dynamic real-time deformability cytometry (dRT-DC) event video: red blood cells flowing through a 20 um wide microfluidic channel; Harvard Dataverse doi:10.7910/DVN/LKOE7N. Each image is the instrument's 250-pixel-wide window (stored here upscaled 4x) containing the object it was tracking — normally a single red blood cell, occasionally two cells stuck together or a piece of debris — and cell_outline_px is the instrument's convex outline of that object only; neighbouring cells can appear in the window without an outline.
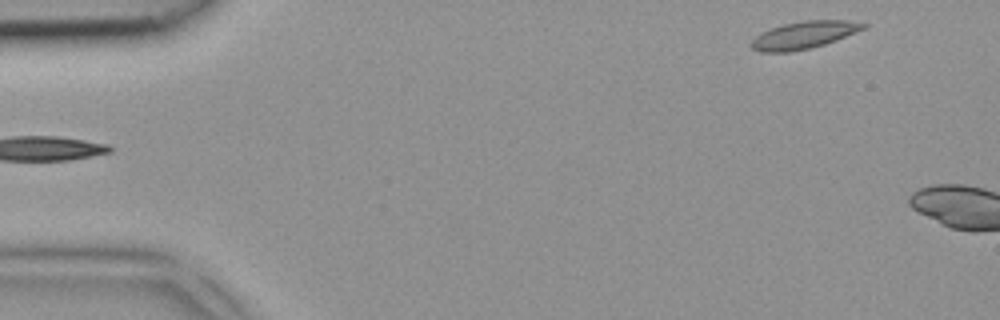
{"species": "common noctule bat (a hibernating species)", "species_latin": "Nyctalus noctula", "temperature_condition": "room temperature", "stored_images_in_passage": 4, "segment_of_instrument_passage": [2, 2], "camera_frame_rate_fps": 3000, "um_per_image_px": 0.085, "animal": {"sex": "female", "body_mass_g": 18.4}, "frame": {"image": 1, "passage_image": 4, "time_ms": 1.0, "image_size_px": [1000, 320], "cell_outline_px": [[868, 24], [864, 28], [836, 40], [824, 44], [808, 48], [788, 52], [760, 52], [752, 48], [748, 44], [756, 36], [772, 28], [784, 24], [804, 20], [848, 20]], "centroid_in_image_um": [68.31, 2.98], "position_along_channel_um": 16.7, "area_um2": 17.57}}